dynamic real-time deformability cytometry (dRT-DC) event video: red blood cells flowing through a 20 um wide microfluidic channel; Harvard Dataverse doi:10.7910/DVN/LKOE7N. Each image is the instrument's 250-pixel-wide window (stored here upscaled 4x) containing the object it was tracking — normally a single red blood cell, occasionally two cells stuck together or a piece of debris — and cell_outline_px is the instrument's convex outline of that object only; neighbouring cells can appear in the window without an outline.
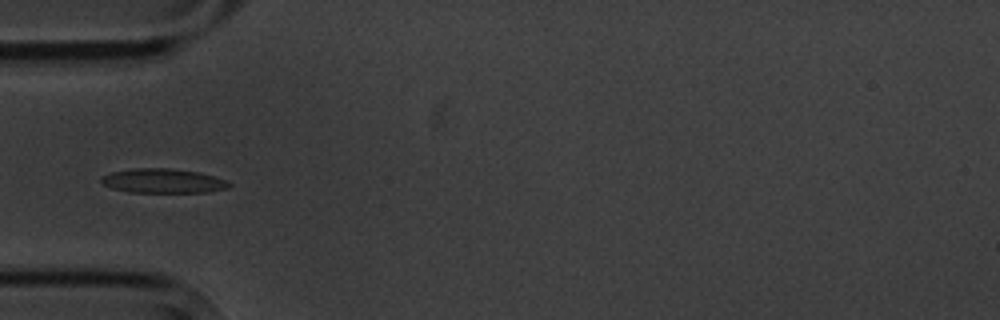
{"species": "common noctule bat (a hibernating species)", "species_latin": "Nyctalus noctula", "temperature_condition": "cold", "stored_images_in_passage": 8, "camera_frame_rate_fps": 3000, "um_per_image_px": 0.085, "animal": {"sex": "male", "body_mass_g": 20.1, "forearm_length_mm": 53.5}, "frame": {"image": 1, "passage_image": 4, "time_ms": 3.667, "image_size_px": [1000, 320], "cell_outline_px": [[232, 184], [228, 188], [208, 192], [128, 192], [112, 188], [104, 184], [100, 180], [100, 176], [112, 172], [132, 168], [168, 168], [200, 172], [224, 180]], "centroid_in_image_um": [13.83, 15.37], "position_along_channel_um": 71.2, "area_um2": 18.09}}
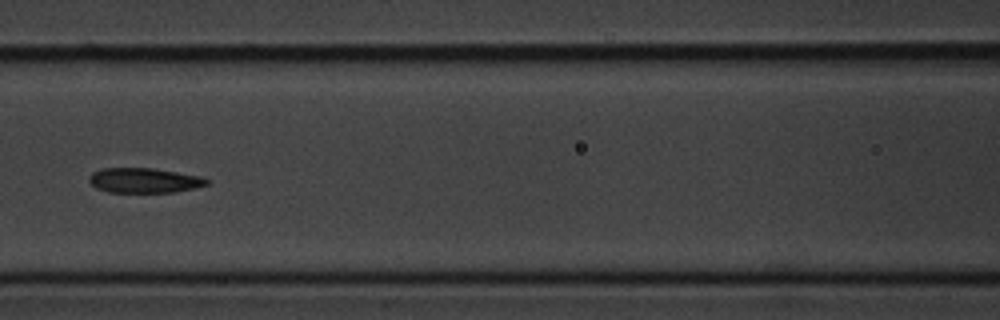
{"frame": {"image": 2, "passage_image": 6, "time_ms": 6.0, "image_size_px": [1000, 320], "cell_outline_px": [[208, 184], [196, 188], [176, 192], [108, 192], [96, 188], [88, 180], [88, 176], [92, 172], [104, 168], [152, 168], [200, 176], [208, 180]], "centroid_in_image_um": [12.24, 15.34], "position_along_channel_um": 154.4, "area_um2": 17.05}}
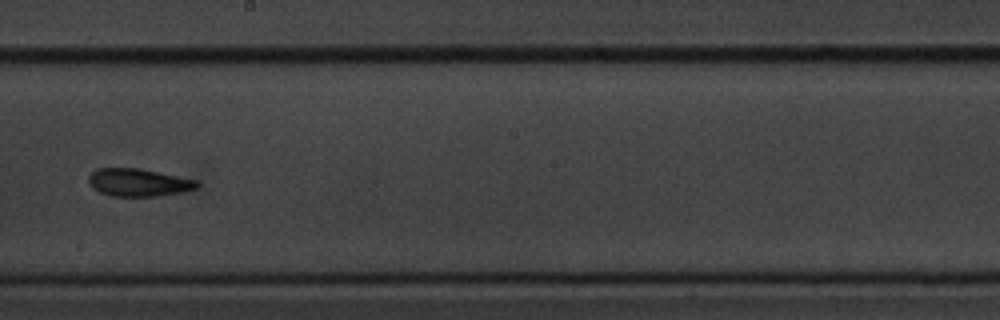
{"frame": {"image": 3, "passage_image": 8, "time_ms": 8.333, "image_size_px": [1000, 320], "cell_outline_px": [[200, 184], [196, 188], [184, 192], [160, 196], [112, 196], [100, 192], [92, 188], [88, 184], [88, 176], [96, 168], [140, 168], [200, 180]], "centroid_in_image_um": [11.8, 15.51], "position_along_channel_um": 236.4, "area_um2": 17.86}}